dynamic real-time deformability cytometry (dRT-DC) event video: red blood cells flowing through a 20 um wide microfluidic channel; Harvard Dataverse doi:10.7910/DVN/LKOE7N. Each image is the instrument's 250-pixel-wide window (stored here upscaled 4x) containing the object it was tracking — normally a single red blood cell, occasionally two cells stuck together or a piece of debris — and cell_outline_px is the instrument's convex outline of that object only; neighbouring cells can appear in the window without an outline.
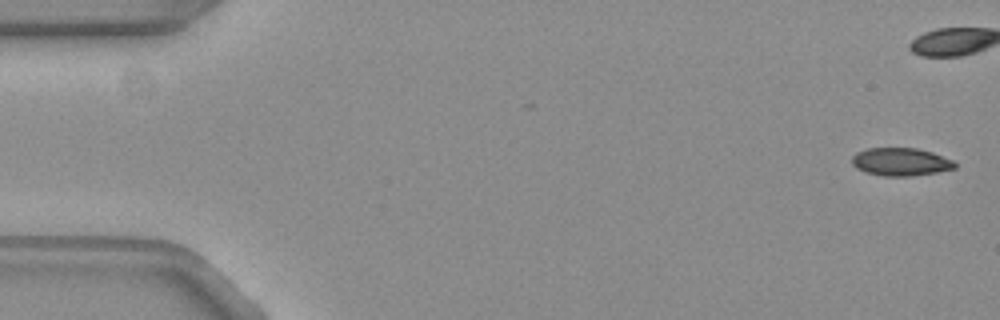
{"species": "common noctule bat (a hibernating species)", "species_latin": "Nyctalus noctula", "temperature_condition": "warm", "stored_images_in_passage": 15, "camera_frame_rate_fps": 3000, "um_per_image_px": 0.085, "animal": {"sex": "female", "body_mass_g": 19.3, "forearm_length_mm": 54.1}, "frame": {"image": 1, "passage_image": 1, "time_ms": 0.0, "image_size_px": [1000, 320], "cell_outline_px": [[956, 168], [936, 172], [908, 176], [884, 176], [868, 172], [856, 168], [852, 164], [852, 156], [856, 152], [868, 148], [916, 148], [932, 152], [952, 160], [956, 164]], "centroid_in_image_um": [76.54, 13.75], "position_along_channel_um": 8.5, "area_um2": 16.59}}